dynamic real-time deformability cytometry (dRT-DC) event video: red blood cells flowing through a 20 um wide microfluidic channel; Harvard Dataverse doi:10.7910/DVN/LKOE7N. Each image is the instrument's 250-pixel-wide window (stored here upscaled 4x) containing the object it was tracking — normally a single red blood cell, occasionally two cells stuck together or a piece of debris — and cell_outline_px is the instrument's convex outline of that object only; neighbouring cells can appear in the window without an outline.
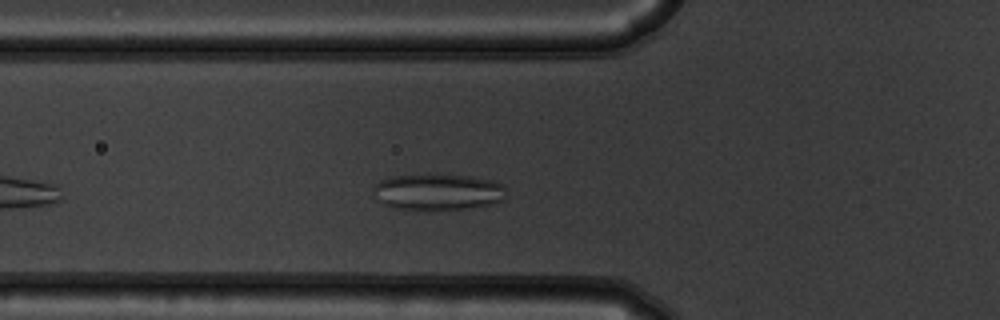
{"species": "common noctule bat (a hibernating species)", "species_latin": "Nyctalus noctula", "temperature_condition": "warm", "stored_images_in_passage": 11, "camera_frame_rate_fps": 3000, "um_per_image_px": 0.085, "animal": {"sex": "male", "body_mass_g": 19.5, "forearm_length_mm": 54.6}, "frame": {"image": 1, "passage_image": 7, "time_ms": 2.0, "image_size_px": [1000, 320], "cell_outline_px": [[504, 200], [492, 204], [468, 208], [392, 208], [380, 204], [376, 200], [372, 192], [372, 184], [380, 180], [392, 176], [428, 172], [436, 172], [468, 176], [496, 180], [504, 184]], "centroid_in_image_um": [37.16, 16.25], "position_along_channel_um": 88.6, "area_um2": 28.9}}